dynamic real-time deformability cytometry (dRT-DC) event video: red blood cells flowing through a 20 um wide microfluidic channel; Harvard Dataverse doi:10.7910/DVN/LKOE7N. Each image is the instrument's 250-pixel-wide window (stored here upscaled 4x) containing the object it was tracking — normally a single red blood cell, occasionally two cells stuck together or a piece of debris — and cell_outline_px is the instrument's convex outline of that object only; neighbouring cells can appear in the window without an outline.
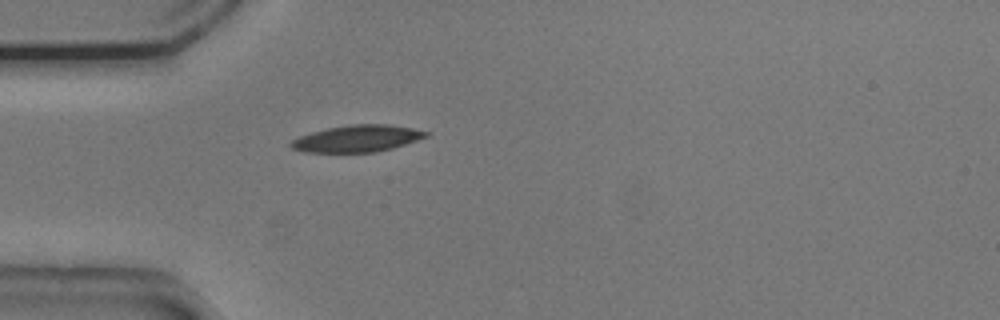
{"species": "common noctule bat (a hibernating species)", "species_latin": "Nyctalus noctula", "temperature_condition": "cold", "stored_images_in_passage": 39, "camera_frame_rate_fps": 3000, "um_per_image_px": 0.085, "animal": {"sex": "male", "body_mass_g": 20.5, "forearm_length_mm": 52.5}, "frame": {"image": 1, "passage_image": 1, "time_ms": 0.0, "image_size_px": [1000, 320], "cell_outline_px": [[428, 136], [392, 148], [376, 152], [304, 152], [292, 148], [288, 144], [292, 140], [300, 136], [312, 132], [328, 128], [348, 124], [388, 124], [412, 128], [428, 132]], "centroid_in_image_um": [30.34, 11.77], "position_along_channel_um": 54.7, "area_um2": 20.92}}
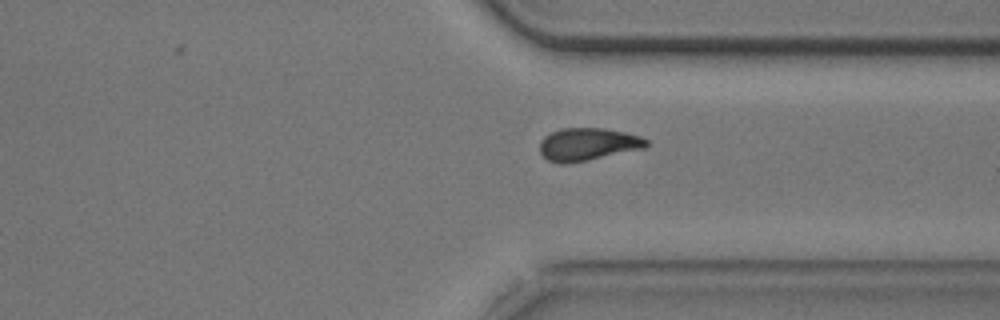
{"frame": {"image": 2, "passage_image": 26, "time_ms": 8.333, "image_size_px": [1000, 320], "cell_outline_px": [[648, 148], [568, 164], [560, 164], [548, 160], [540, 152], [540, 140], [544, 136], [560, 128], [604, 128], [624, 132], [640, 136], [648, 140]], "centroid_in_image_um": [49.98, 12.27], "position_along_channel_um": 361.4, "area_um2": 20.52}}
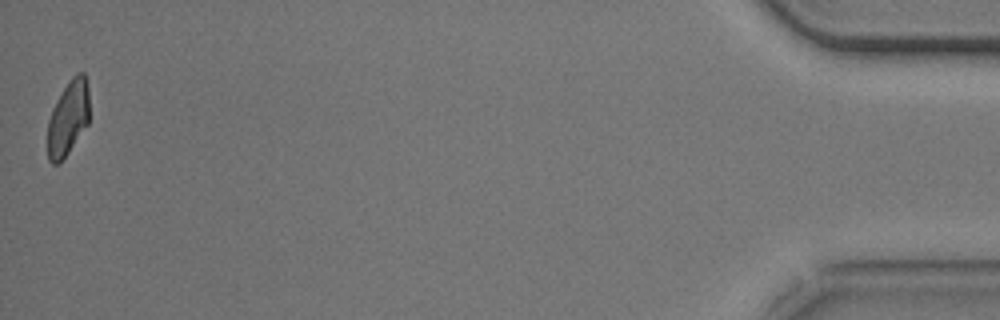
{"frame": {"image": 3, "passage_image": 39, "time_ms": 12.667, "image_size_px": [1000, 320], "cell_outline_px": [[88, 124], [68, 152], [56, 164], [52, 164], [48, 160], [48, 120], [52, 108], [56, 100], [72, 76], [76, 72], [84, 72], [88, 88]], "centroid_in_image_um": [5.78, 10.0], "position_along_channel_um": 429.4, "area_um2": 17.98}, "authors_computed_cell_mechanics": {"area_um2": 20.6346, "velocity_mm_per_s": 3.7538, "shape_relaxation_time_tau1_ms": 4.3248, "shape_relaxation_time_tau2_ms": 3.8467, "deformation_change_tau1": 0.1279, "deformation_change_tau2": 0.1014}}